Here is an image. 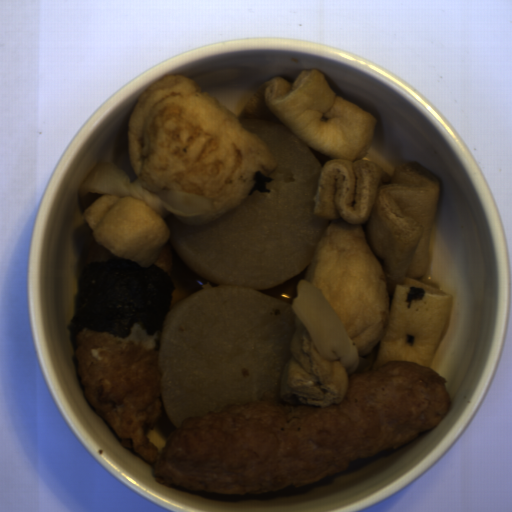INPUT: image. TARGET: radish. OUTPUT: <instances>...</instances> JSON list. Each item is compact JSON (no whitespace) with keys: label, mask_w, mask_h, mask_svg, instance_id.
I'll use <instances>...</instances> for the list:
<instances>
[{"label":"radish","mask_w":512,"mask_h":512,"mask_svg":"<svg viewBox=\"0 0 512 512\" xmlns=\"http://www.w3.org/2000/svg\"><path fill=\"white\" fill-rule=\"evenodd\" d=\"M260 137L277 166L255 172L237 207L203 225L164 220L181 261L218 284L192 292L164 319L158 369L165 412L175 428L187 417L228 404L281 400V377L296 328L291 305L271 290L313 262L329 220L314 214L322 165L307 143L281 124L238 120Z\"/></svg>","instance_id":"obj_1"}]
</instances>
